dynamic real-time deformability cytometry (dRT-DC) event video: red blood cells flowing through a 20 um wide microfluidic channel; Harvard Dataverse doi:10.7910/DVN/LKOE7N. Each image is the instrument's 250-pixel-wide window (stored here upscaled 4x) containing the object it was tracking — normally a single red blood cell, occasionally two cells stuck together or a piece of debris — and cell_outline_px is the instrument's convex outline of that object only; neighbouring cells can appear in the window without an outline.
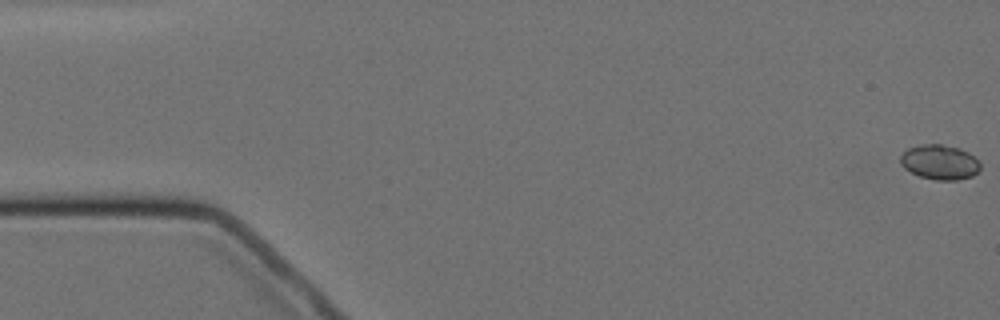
{"species": "Egyptian fruit bat (a non-hibernating species)", "species_latin": "Rousettus aegyptiacus", "temperature_condition": "cold", "stored_images_in_passage": 16, "camera_frame_rate_fps": 3000, "um_per_image_px": 0.085, "animal": {"sex": "female"}, "frame": {"image": 1, "passage_image": 1, "time_ms": 0.0, "image_size_px": [1000, 320], "cell_outline_px": [[980, 168], [972, 176], [956, 180], [936, 180], [920, 176], [904, 168], [900, 164], [900, 156], [908, 148], [920, 144], [940, 144], [960, 148], [968, 152], [980, 164]], "centroid_in_image_um": [79.85, 13.77], "position_along_channel_um": 5.2, "area_um2": 16.07}}
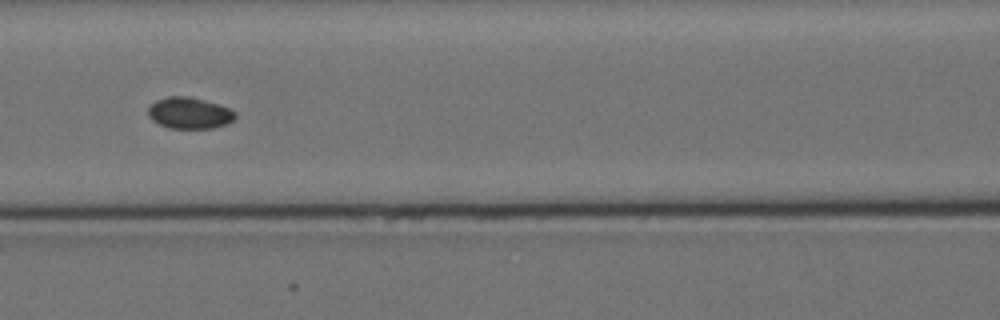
{"frame": {"image": 2, "passage_image": 7, "time_ms": 8.0, "image_size_px": [1000, 320], "cell_outline_px": [[236, 116], [228, 124], [212, 128], [168, 128], [152, 120], [148, 116], [148, 108], [156, 100], [168, 96], [188, 96], [220, 104], [236, 112]], "centroid_in_image_um": [16.1, 9.6], "position_along_channel_um": 150.5, "area_um2": 15.95}}
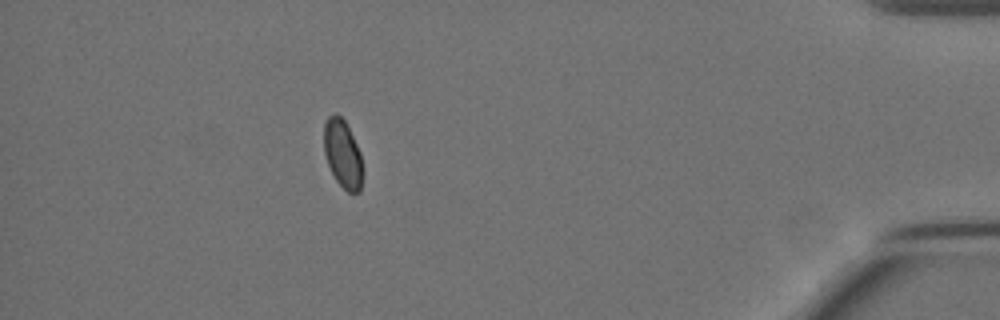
{"frame": {"image": 3, "passage_image": 14, "time_ms": 17.0, "image_size_px": [1000, 320], "cell_outline_px": [[364, 168], [360, 192], [348, 192], [336, 180], [328, 164], [324, 152], [324, 124], [328, 116], [336, 112], [344, 120], [360, 152]], "centroid_in_image_um": [29.14, 13.08], "position_along_channel_um": 406.1, "area_um2": 15.37}, "authors_computed_cell_mechanics": {"area_um2": 15.9528, "velocity_mm_per_s": 3.4786, "shape_relaxation_time_tau1_ms": null, "shape_relaxation_time_tau2_ms": 2.5204, "deformation_change_tau1": null, "deformation_change_tau2": 0.0421}}